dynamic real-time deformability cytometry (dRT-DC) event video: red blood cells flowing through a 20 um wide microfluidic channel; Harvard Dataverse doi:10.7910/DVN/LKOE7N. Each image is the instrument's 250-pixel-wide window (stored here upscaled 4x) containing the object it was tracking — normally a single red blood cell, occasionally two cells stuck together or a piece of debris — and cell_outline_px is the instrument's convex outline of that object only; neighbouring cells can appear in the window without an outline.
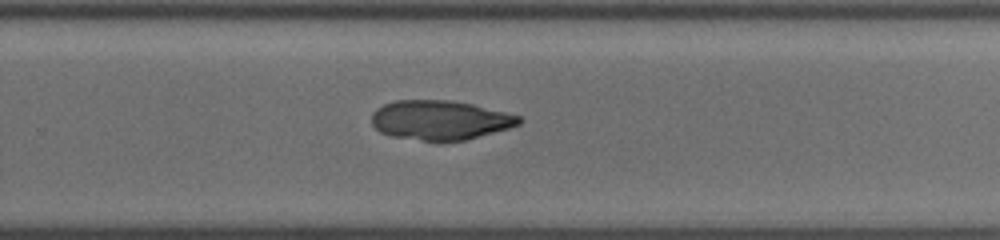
{"species": "common noctule bat (a hibernating species)", "species_latin": "Nyctalus noctula", "temperature_condition": "cold", "stored_images_in_passage": 56, "camera_frame_rate_fps": 3000, "um_per_image_px": 0.085, "animal": {"sex": "female", "body_mass_g": 19.5, "forearm_length_mm": 54.1}, "frame": {"image": 1, "passage_image": 39, "time_ms": 12.667, "image_size_px": [1000, 240], "cell_outline_px": [[524, 120], [520, 124], [508, 128], [464, 140], [420, 140], [392, 136], [380, 132], [372, 124], [372, 112], [376, 108], [384, 104], [396, 100], [448, 100], [472, 104], [520, 116]], "centroid_in_image_um": [37.38, 10.19], "position_along_channel_um": 292.4, "area_um2": 33.52}}
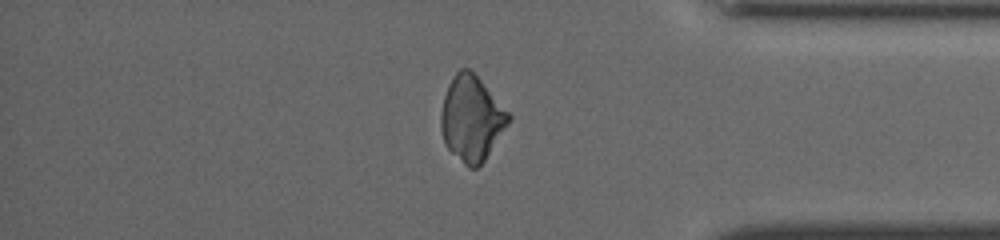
{"frame": {"image": 2, "passage_image": 48, "time_ms": 15.667, "image_size_px": [1000, 240], "cell_outline_px": [[512, 116], [508, 124], [484, 160], [476, 168], [468, 168], [444, 144], [440, 128], [440, 112], [444, 96], [448, 84], [452, 76], [460, 68], [468, 68], [480, 80]], "centroid_in_image_um": [40.05, 10.07], "position_along_channel_um": 395.2, "area_um2": 33.18}}
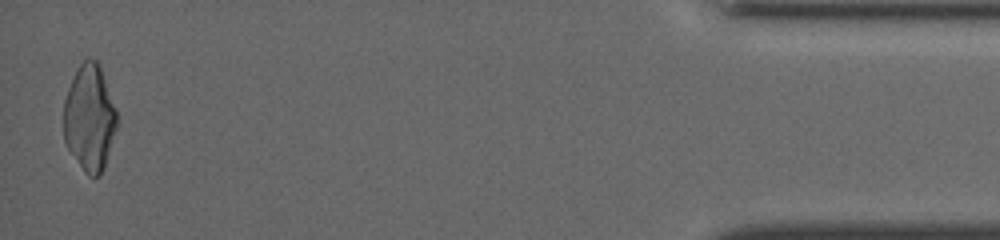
{"frame": {"image": 3, "passage_image": 55, "time_ms": 18.0, "image_size_px": [1000, 240], "cell_outline_px": [[120, 124], [104, 168], [100, 176], [88, 176], [84, 172], [68, 148], [64, 140], [64, 100], [68, 88], [80, 64], [88, 56], [96, 60], [100, 64], [116, 108]], "centroid_in_image_um": [7.66, 10.03], "position_along_channel_um": 427.5, "area_um2": 33.58}}